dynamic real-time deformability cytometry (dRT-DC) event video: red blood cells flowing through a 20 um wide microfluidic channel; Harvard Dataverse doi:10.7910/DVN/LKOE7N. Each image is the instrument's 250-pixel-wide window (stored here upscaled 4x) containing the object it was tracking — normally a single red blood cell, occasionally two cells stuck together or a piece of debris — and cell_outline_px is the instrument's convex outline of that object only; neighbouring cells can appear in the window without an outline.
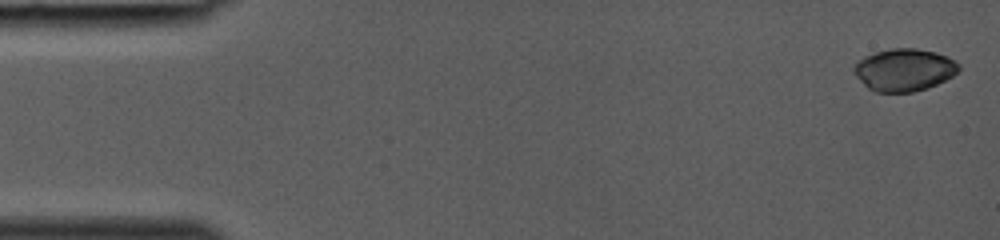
{"species": "common noctule bat (a hibernating species)", "species_latin": "Nyctalus noctula", "temperature_condition": "room temperature", "stored_images_in_passage": 38, "camera_frame_rate_fps": 3000, "um_per_image_px": 0.085, "animal": {"sex": "female", "body_mass_g": 19.0, "forearm_length_mm": 53.3}, "frame": {"image": 1, "passage_image": 1, "time_ms": 0.0, "image_size_px": [1000, 240], "cell_outline_px": [[960, 68], [952, 76], [928, 88], [912, 92], [876, 92], [868, 88], [856, 76], [852, 68], [864, 56], [876, 52], [892, 48], [916, 48], [936, 52], [948, 56], [956, 60], [960, 64]], "centroid_in_image_um": [76.87, 5.93], "position_along_channel_um": 8.1, "area_um2": 25.89}}
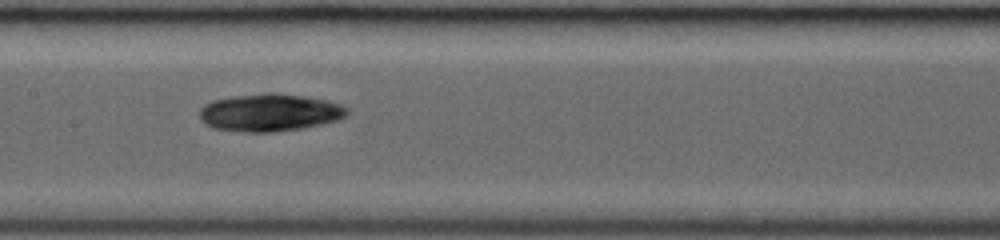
{"frame": {"image": 2, "passage_image": 20, "time_ms": 6.333, "image_size_px": [1000, 240], "cell_outline_px": [[348, 116], [336, 120], [304, 128], [272, 132], [244, 132], [212, 128], [204, 124], [200, 120], [200, 108], [204, 104], [212, 100], [232, 96], [268, 92], [300, 96], [328, 100], [340, 104], [348, 108]], "centroid_in_image_um": [22.89, 9.57], "position_along_channel_um": 184.5, "area_um2": 32.43}}
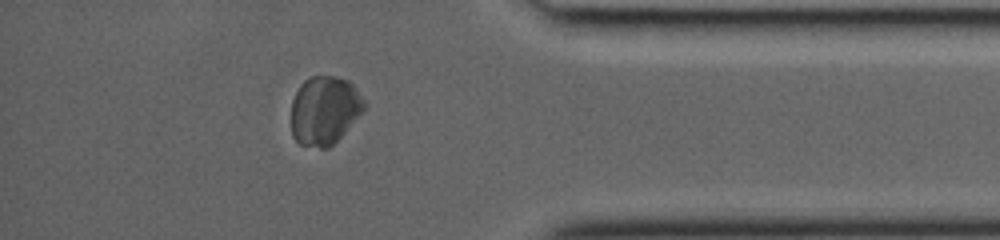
{"frame": {"image": 3, "passage_image": 34, "time_ms": 11.0, "image_size_px": [1000, 240], "cell_outline_px": [[364, 108], [344, 132], [328, 148], [320, 148], [300, 144], [292, 136], [292, 100], [300, 84], [304, 80], [312, 76], [332, 76], [348, 80], [352, 84], [364, 100]], "centroid_in_image_um": [27.55, 9.37], "position_along_channel_um": 407.7, "area_um2": 28.73}}